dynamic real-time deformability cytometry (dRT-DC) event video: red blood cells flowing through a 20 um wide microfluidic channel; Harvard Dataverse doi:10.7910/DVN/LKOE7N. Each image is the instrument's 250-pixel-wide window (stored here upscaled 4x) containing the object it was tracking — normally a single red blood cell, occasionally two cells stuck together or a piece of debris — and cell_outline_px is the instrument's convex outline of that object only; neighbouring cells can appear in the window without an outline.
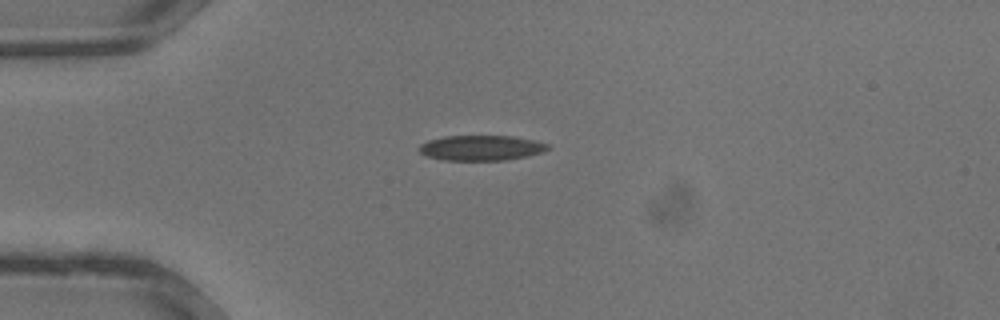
{"species": "common noctule bat (a hibernating species)", "species_latin": "Nyctalus noctula", "temperature_condition": "warm", "stored_images_in_passage": 26, "camera_frame_rate_fps": 3000, "um_per_image_px": 0.085, "animal": {"sex": "male", "body_mass_g": 13.3}, "frame": {"image": 1, "passage_image": 1, "time_ms": 0.0, "image_size_px": [1000, 320], "cell_outline_px": [[552, 148], [528, 156], [508, 160], [444, 160], [428, 156], [420, 152], [416, 148], [420, 144], [428, 140], [444, 136], [512, 136], [532, 140], [548, 144]], "centroid_in_image_um": [40.88, 12.57], "position_along_channel_um": 44.1, "area_um2": 18.9}}
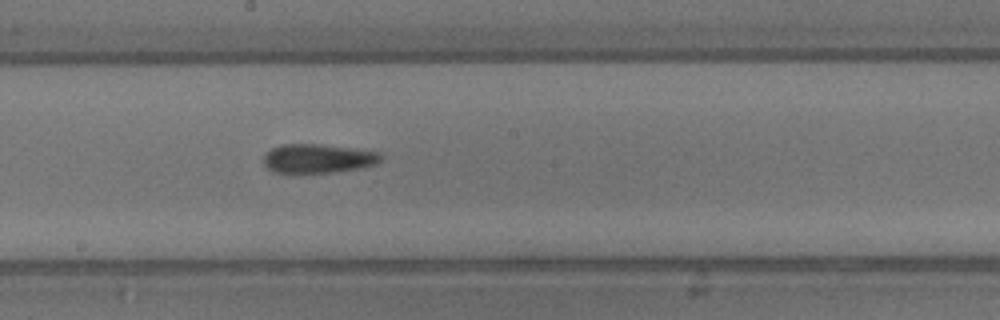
{"frame": {"image": 2, "passage_image": 11, "time_ms": 3.333, "image_size_px": [1000, 320], "cell_outline_px": [[384, 156], [376, 164], [356, 168], [332, 172], [276, 172], [268, 168], [264, 164], [264, 152], [272, 148], [284, 144], [316, 144], [380, 152]], "centroid_in_image_um": [27.01, 13.46], "position_along_channel_um": 221.2, "area_um2": 19.42}}
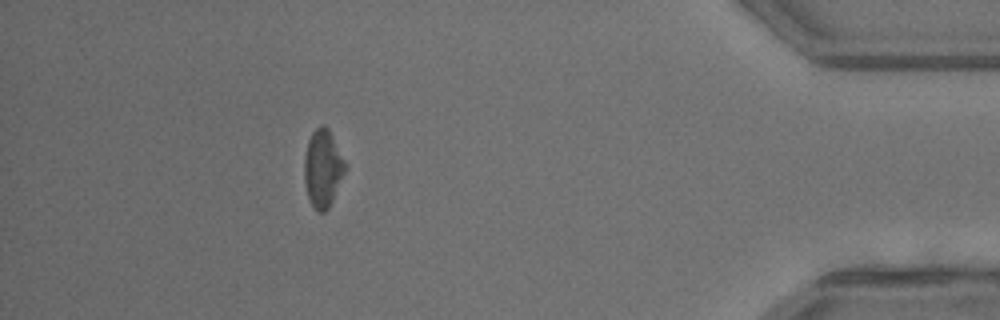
{"frame": {"image": 3, "passage_image": 23, "time_ms": 7.333, "image_size_px": [1000, 320], "cell_outline_px": [[348, 164], [332, 200], [328, 208], [324, 212], [316, 212], [308, 196], [304, 180], [304, 156], [308, 140], [312, 132], [320, 124], [324, 124], [328, 128]], "centroid_in_image_um": [27.44, 14.27], "position_along_channel_um": 407.8, "area_um2": 18.55}}